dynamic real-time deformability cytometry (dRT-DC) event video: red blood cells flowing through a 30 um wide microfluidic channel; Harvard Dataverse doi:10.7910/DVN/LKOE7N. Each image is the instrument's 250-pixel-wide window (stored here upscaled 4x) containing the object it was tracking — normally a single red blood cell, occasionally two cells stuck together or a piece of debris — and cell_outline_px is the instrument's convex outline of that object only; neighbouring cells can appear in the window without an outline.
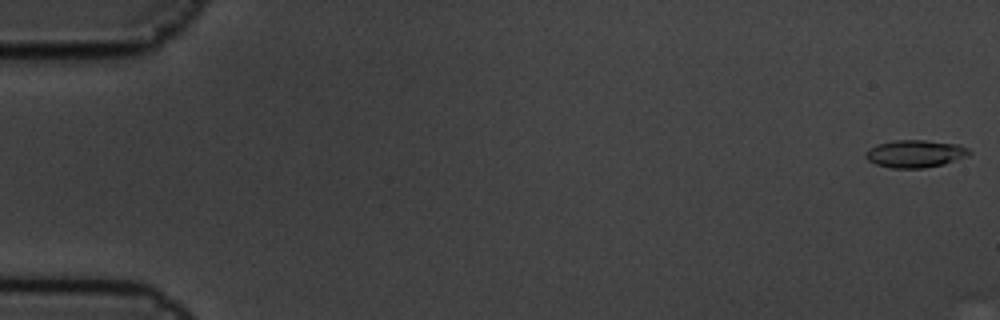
{"species": "common noctule bat (a hibernating species)", "species_latin": "Nyctalus noctula", "temperature_condition": "cold", "stored_images_in_passage": 6, "camera_frame_rate_fps": 3000, "um_per_image_px": 0.085, "animal": {"sex": "male", "body_mass_g": 19.5, "forearm_length_mm": 54.6}, "frame": {"image": 1, "passage_image": 1, "time_ms": 0.0, "image_size_px": [1000, 320], "cell_outline_px": [[972, 152], [968, 156], [944, 164], [924, 168], [892, 168], [876, 164], [868, 160], [864, 156], [864, 152], [876, 144], [892, 140], [924, 140], [960, 144], [968, 148]], "centroid_in_image_um": [77.79, 13.06], "position_along_channel_um": 7.2, "area_um2": 16.82}}
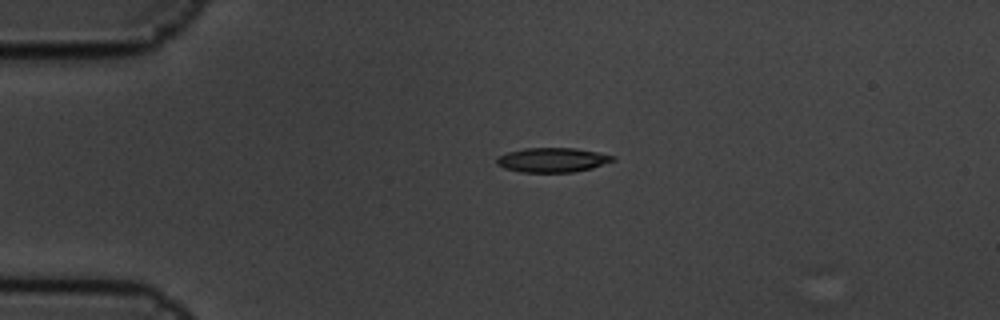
{"frame": {"image": 2, "passage_image": 5, "time_ms": 1.333, "image_size_px": [1000, 320], "cell_outline_px": [[616, 160], [592, 168], [572, 172], [520, 172], [504, 168], [496, 164], [496, 156], [508, 152], [524, 148], [576, 148], [616, 156]], "centroid_in_image_um": [46.94, 13.59], "position_along_channel_um": 38.1, "area_um2": 16.65}}